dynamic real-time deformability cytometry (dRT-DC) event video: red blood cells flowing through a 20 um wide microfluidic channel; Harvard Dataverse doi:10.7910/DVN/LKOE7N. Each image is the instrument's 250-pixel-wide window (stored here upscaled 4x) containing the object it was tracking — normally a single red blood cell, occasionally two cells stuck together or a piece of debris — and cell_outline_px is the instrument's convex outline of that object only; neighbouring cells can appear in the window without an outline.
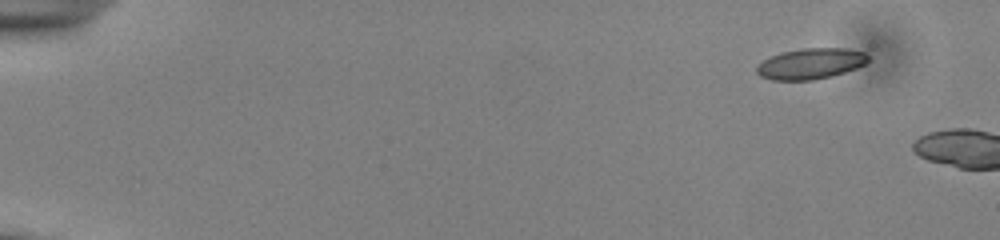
{"species": "common noctule bat (a hibernating species)", "species_latin": "Nyctalus noctula", "temperature_condition": "cold", "stored_images_in_passage": 5, "camera_frame_rate_fps": 3000, "um_per_image_px": 0.085, "animal": {"sex": "male", "body_mass_g": 13.0, "forearm_length_mm": 53.1}, "frame": {"image": 1, "passage_image": 1, "time_ms": 0.0, "image_size_px": [1000, 240], "cell_outline_px": [[868, 60], [864, 64], [856, 68], [832, 76], [812, 80], [772, 80], [760, 76], [756, 72], [756, 68], [764, 60], [780, 52], [800, 48], [844, 48], [864, 52], [868, 56]], "centroid_in_image_um": [68.9, 5.41], "position_along_channel_um": 16.1, "area_um2": 19.94}}